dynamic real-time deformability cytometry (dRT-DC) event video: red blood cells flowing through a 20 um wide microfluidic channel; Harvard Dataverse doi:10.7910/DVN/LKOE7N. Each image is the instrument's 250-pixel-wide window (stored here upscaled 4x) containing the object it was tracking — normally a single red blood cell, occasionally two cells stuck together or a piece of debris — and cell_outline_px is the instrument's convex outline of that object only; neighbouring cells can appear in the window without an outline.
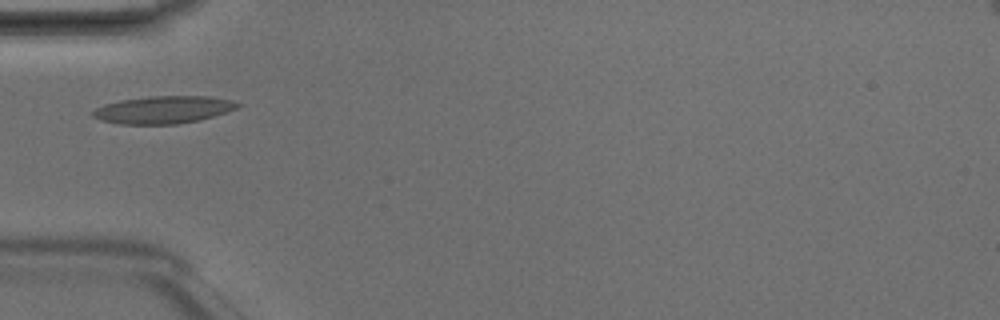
{"species": "Egyptian fruit bat (a non-hibernating species)", "species_latin": "Rousettus aegyptiacus", "temperature_condition": "room temperature", "stored_images_in_passage": 6, "camera_frame_rate_fps": 3000, "um_per_image_px": 0.085, "animal": {"sex": "male"}, "frame": {"image": 1, "passage_image": 4, "time_ms": 1.0, "image_size_px": [1000, 320], "cell_outline_px": [[240, 104], [236, 108], [200, 120], [176, 124], [120, 124], [100, 120], [92, 116], [92, 112], [96, 108], [104, 104], [120, 100], [152, 96], [208, 96], [232, 100]], "centroid_in_image_um": [13.84, 9.33], "position_along_channel_um": 71.2, "area_um2": 23.0}}
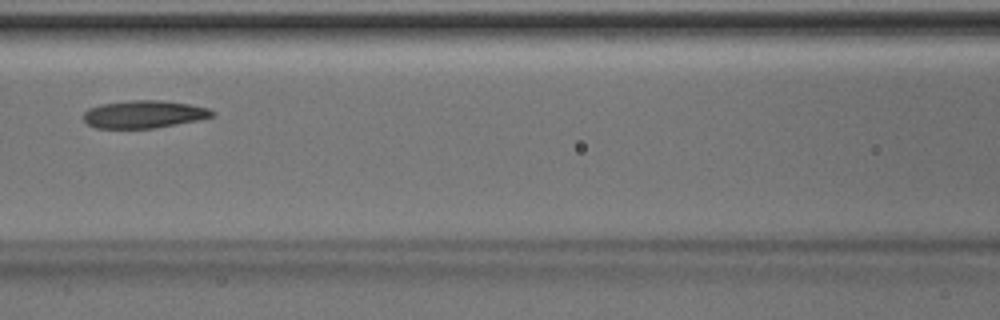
{"frame": {"image": 2, "passage_image": 6, "time_ms": 1.667, "image_size_px": [1000, 320], "cell_outline_px": [[216, 116], [176, 124], [152, 128], [96, 128], [88, 124], [84, 120], [84, 112], [88, 108], [100, 104], [128, 100], [160, 100], [188, 104], [208, 108], [216, 112]], "centroid_in_image_um": [12.22, 9.7], "position_along_channel_um": 154.4, "area_um2": 20.69}}